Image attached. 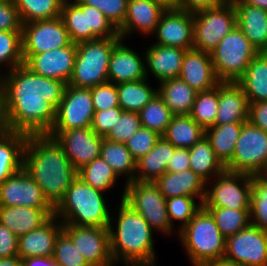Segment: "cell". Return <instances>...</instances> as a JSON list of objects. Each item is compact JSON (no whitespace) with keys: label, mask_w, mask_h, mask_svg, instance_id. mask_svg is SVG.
Instances as JSON below:
<instances>
[{"label":"cell","mask_w":267,"mask_h":266,"mask_svg":"<svg viewBox=\"0 0 267 266\" xmlns=\"http://www.w3.org/2000/svg\"><path fill=\"white\" fill-rule=\"evenodd\" d=\"M5 73H0V82L8 131L48 134L67 84L38 75L24 64Z\"/></svg>","instance_id":"obj_1"},{"label":"cell","mask_w":267,"mask_h":266,"mask_svg":"<svg viewBox=\"0 0 267 266\" xmlns=\"http://www.w3.org/2000/svg\"><path fill=\"white\" fill-rule=\"evenodd\" d=\"M23 169L34 179L55 209L77 177V170L57 141L44 135H29L23 154Z\"/></svg>","instance_id":"obj_2"},{"label":"cell","mask_w":267,"mask_h":266,"mask_svg":"<svg viewBox=\"0 0 267 266\" xmlns=\"http://www.w3.org/2000/svg\"><path fill=\"white\" fill-rule=\"evenodd\" d=\"M116 218L110 217V253L116 264L125 266H155L154 230L147 221L124 200H120ZM113 219V220H112ZM116 221V222H115ZM113 222L116 224L114 229ZM113 226V227H112Z\"/></svg>","instance_id":"obj_3"},{"label":"cell","mask_w":267,"mask_h":266,"mask_svg":"<svg viewBox=\"0 0 267 266\" xmlns=\"http://www.w3.org/2000/svg\"><path fill=\"white\" fill-rule=\"evenodd\" d=\"M104 192L83 182L78 176L54 209L62 224L82 227H108L112 216Z\"/></svg>","instance_id":"obj_4"},{"label":"cell","mask_w":267,"mask_h":266,"mask_svg":"<svg viewBox=\"0 0 267 266\" xmlns=\"http://www.w3.org/2000/svg\"><path fill=\"white\" fill-rule=\"evenodd\" d=\"M177 233L192 266H203L223 259L226 238L221 234L211 213L203 206Z\"/></svg>","instance_id":"obj_5"},{"label":"cell","mask_w":267,"mask_h":266,"mask_svg":"<svg viewBox=\"0 0 267 266\" xmlns=\"http://www.w3.org/2000/svg\"><path fill=\"white\" fill-rule=\"evenodd\" d=\"M121 39L98 38L77 43L73 74L68 85L91 88L107 82L110 55Z\"/></svg>","instance_id":"obj_6"},{"label":"cell","mask_w":267,"mask_h":266,"mask_svg":"<svg viewBox=\"0 0 267 266\" xmlns=\"http://www.w3.org/2000/svg\"><path fill=\"white\" fill-rule=\"evenodd\" d=\"M257 54L258 51L237 25L210 52L217 78L230 82H237L245 74Z\"/></svg>","instance_id":"obj_7"},{"label":"cell","mask_w":267,"mask_h":266,"mask_svg":"<svg viewBox=\"0 0 267 266\" xmlns=\"http://www.w3.org/2000/svg\"><path fill=\"white\" fill-rule=\"evenodd\" d=\"M120 200H124L138 212L153 230L171 236V226L167 213L166 199L158 185L151 181L133 180L125 183Z\"/></svg>","instance_id":"obj_8"},{"label":"cell","mask_w":267,"mask_h":266,"mask_svg":"<svg viewBox=\"0 0 267 266\" xmlns=\"http://www.w3.org/2000/svg\"><path fill=\"white\" fill-rule=\"evenodd\" d=\"M193 12V48L203 52H212L236 25V10L231 0Z\"/></svg>","instance_id":"obj_9"},{"label":"cell","mask_w":267,"mask_h":266,"mask_svg":"<svg viewBox=\"0 0 267 266\" xmlns=\"http://www.w3.org/2000/svg\"><path fill=\"white\" fill-rule=\"evenodd\" d=\"M227 171L249 175L267 174V132L248 121L243 124L232 158L225 164Z\"/></svg>","instance_id":"obj_10"},{"label":"cell","mask_w":267,"mask_h":266,"mask_svg":"<svg viewBox=\"0 0 267 266\" xmlns=\"http://www.w3.org/2000/svg\"><path fill=\"white\" fill-rule=\"evenodd\" d=\"M212 180L211 188L206 184L203 207L250 209L252 175L225 170Z\"/></svg>","instance_id":"obj_11"},{"label":"cell","mask_w":267,"mask_h":266,"mask_svg":"<svg viewBox=\"0 0 267 266\" xmlns=\"http://www.w3.org/2000/svg\"><path fill=\"white\" fill-rule=\"evenodd\" d=\"M223 259L240 266H267V232L249 224L226 238Z\"/></svg>","instance_id":"obj_12"},{"label":"cell","mask_w":267,"mask_h":266,"mask_svg":"<svg viewBox=\"0 0 267 266\" xmlns=\"http://www.w3.org/2000/svg\"><path fill=\"white\" fill-rule=\"evenodd\" d=\"M47 135L63 148L64 154L77 171L100 156L104 139L92 127L51 130Z\"/></svg>","instance_id":"obj_13"},{"label":"cell","mask_w":267,"mask_h":266,"mask_svg":"<svg viewBox=\"0 0 267 266\" xmlns=\"http://www.w3.org/2000/svg\"><path fill=\"white\" fill-rule=\"evenodd\" d=\"M22 54L34 55L71 43L61 17L22 24Z\"/></svg>","instance_id":"obj_14"},{"label":"cell","mask_w":267,"mask_h":266,"mask_svg":"<svg viewBox=\"0 0 267 266\" xmlns=\"http://www.w3.org/2000/svg\"><path fill=\"white\" fill-rule=\"evenodd\" d=\"M94 113L90 88L67 84L63 98L56 109V120L51 130L91 127Z\"/></svg>","instance_id":"obj_15"},{"label":"cell","mask_w":267,"mask_h":266,"mask_svg":"<svg viewBox=\"0 0 267 266\" xmlns=\"http://www.w3.org/2000/svg\"><path fill=\"white\" fill-rule=\"evenodd\" d=\"M63 231L90 266H116L110 253L108 227H82L63 224Z\"/></svg>","instance_id":"obj_16"},{"label":"cell","mask_w":267,"mask_h":266,"mask_svg":"<svg viewBox=\"0 0 267 266\" xmlns=\"http://www.w3.org/2000/svg\"><path fill=\"white\" fill-rule=\"evenodd\" d=\"M194 12L185 9H166L152 35L155 44L193 49Z\"/></svg>","instance_id":"obj_17"},{"label":"cell","mask_w":267,"mask_h":266,"mask_svg":"<svg viewBox=\"0 0 267 266\" xmlns=\"http://www.w3.org/2000/svg\"><path fill=\"white\" fill-rule=\"evenodd\" d=\"M76 57V43L34 55H23L24 65L32 72L52 79L70 81Z\"/></svg>","instance_id":"obj_18"},{"label":"cell","mask_w":267,"mask_h":266,"mask_svg":"<svg viewBox=\"0 0 267 266\" xmlns=\"http://www.w3.org/2000/svg\"><path fill=\"white\" fill-rule=\"evenodd\" d=\"M0 206L52 207L23 168L0 183Z\"/></svg>","instance_id":"obj_19"},{"label":"cell","mask_w":267,"mask_h":266,"mask_svg":"<svg viewBox=\"0 0 267 266\" xmlns=\"http://www.w3.org/2000/svg\"><path fill=\"white\" fill-rule=\"evenodd\" d=\"M165 10L161 4L152 0H128L124 23L118 28L119 35L124 40L135 31L150 36Z\"/></svg>","instance_id":"obj_20"},{"label":"cell","mask_w":267,"mask_h":266,"mask_svg":"<svg viewBox=\"0 0 267 266\" xmlns=\"http://www.w3.org/2000/svg\"><path fill=\"white\" fill-rule=\"evenodd\" d=\"M121 39L113 48L108 67V82L119 84L146 78L145 56H140ZM143 58V59H142Z\"/></svg>","instance_id":"obj_21"},{"label":"cell","mask_w":267,"mask_h":266,"mask_svg":"<svg viewBox=\"0 0 267 266\" xmlns=\"http://www.w3.org/2000/svg\"><path fill=\"white\" fill-rule=\"evenodd\" d=\"M195 91H207L221 81L217 78L209 52L197 49L186 50L178 76Z\"/></svg>","instance_id":"obj_22"},{"label":"cell","mask_w":267,"mask_h":266,"mask_svg":"<svg viewBox=\"0 0 267 266\" xmlns=\"http://www.w3.org/2000/svg\"><path fill=\"white\" fill-rule=\"evenodd\" d=\"M62 230V222L53 215L41 227L18 237V255L22 259L53 257L55 241Z\"/></svg>","instance_id":"obj_23"},{"label":"cell","mask_w":267,"mask_h":266,"mask_svg":"<svg viewBox=\"0 0 267 266\" xmlns=\"http://www.w3.org/2000/svg\"><path fill=\"white\" fill-rule=\"evenodd\" d=\"M145 50L146 78L152 74L161 82L179 76L185 49L153 43Z\"/></svg>","instance_id":"obj_24"},{"label":"cell","mask_w":267,"mask_h":266,"mask_svg":"<svg viewBox=\"0 0 267 266\" xmlns=\"http://www.w3.org/2000/svg\"><path fill=\"white\" fill-rule=\"evenodd\" d=\"M53 215V207L0 206V223L17 237L41 227Z\"/></svg>","instance_id":"obj_25"},{"label":"cell","mask_w":267,"mask_h":266,"mask_svg":"<svg viewBox=\"0 0 267 266\" xmlns=\"http://www.w3.org/2000/svg\"><path fill=\"white\" fill-rule=\"evenodd\" d=\"M236 10V25L258 51L267 52V10L241 0H231Z\"/></svg>","instance_id":"obj_26"},{"label":"cell","mask_w":267,"mask_h":266,"mask_svg":"<svg viewBox=\"0 0 267 266\" xmlns=\"http://www.w3.org/2000/svg\"><path fill=\"white\" fill-rule=\"evenodd\" d=\"M249 102L237 82L219 83V103L215 125L245 123L248 121Z\"/></svg>","instance_id":"obj_27"},{"label":"cell","mask_w":267,"mask_h":266,"mask_svg":"<svg viewBox=\"0 0 267 266\" xmlns=\"http://www.w3.org/2000/svg\"><path fill=\"white\" fill-rule=\"evenodd\" d=\"M155 183L165 199L176 196L195 197L203 203L206 194V182L193 170L165 172Z\"/></svg>","instance_id":"obj_28"},{"label":"cell","mask_w":267,"mask_h":266,"mask_svg":"<svg viewBox=\"0 0 267 266\" xmlns=\"http://www.w3.org/2000/svg\"><path fill=\"white\" fill-rule=\"evenodd\" d=\"M176 147L162 136L155 146L136 161L134 180L155 182L166 172L167 162Z\"/></svg>","instance_id":"obj_29"},{"label":"cell","mask_w":267,"mask_h":266,"mask_svg":"<svg viewBox=\"0 0 267 266\" xmlns=\"http://www.w3.org/2000/svg\"><path fill=\"white\" fill-rule=\"evenodd\" d=\"M28 136L15 131L0 135V183L23 168V154Z\"/></svg>","instance_id":"obj_30"},{"label":"cell","mask_w":267,"mask_h":266,"mask_svg":"<svg viewBox=\"0 0 267 266\" xmlns=\"http://www.w3.org/2000/svg\"><path fill=\"white\" fill-rule=\"evenodd\" d=\"M158 95L173 115H190L197 91L181 78H171L158 83Z\"/></svg>","instance_id":"obj_31"},{"label":"cell","mask_w":267,"mask_h":266,"mask_svg":"<svg viewBox=\"0 0 267 266\" xmlns=\"http://www.w3.org/2000/svg\"><path fill=\"white\" fill-rule=\"evenodd\" d=\"M249 103L267 101V52L258 53L237 81Z\"/></svg>","instance_id":"obj_32"},{"label":"cell","mask_w":267,"mask_h":266,"mask_svg":"<svg viewBox=\"0 0 267 266\" xmlns=\"http://www.w3.org/2000/svg\"><path fill=\"white\" fill-rule=\"evenodd\" d=\"M189 163L190 169L198 174L206 184H210L211 178L226 170L225 165L215 154L210 140L206 136H203L189 148Z\"/></svg>","instance_id":"obj_33"},{"label":"cell","mask_w":267,"mask_h":266,"mask_svg":"<svg viewBox=\"0 0 267 266\" xmlns=\"http://www.w3.org/2000/svg\"><path fill=\"white\" fill-rule=\"evenodd\" d=\"M205 130L190 115H173L162 137L176 148H191Z\"/></svg>","instance_id":"obj_34"},{"label":"cell","mask_w":267,"mask_h":266,"mask_svg":"<svg viewBox=\"0 0 267 266\" xmlns=\"http://www.w3.org/2000/svg\"><path fill=\"white\" fill-rule=\"evenodd\" d=\"M148 80L145 78L117 84L119 107L123 111L139 113L157 94V88H152Z\"/></svg>","instance_id":"obj_35"},{"label":"cell","mask_w":267,"mask_h":266,"mask_svg":"<svg viewBox=\"0 0 267 266\" xmlns=\"http://www.w3.org/2000/svg\"><path fill=\"white\" fill-rule=\"evenodd\" d=\"M243 124L214 125L205 130V136L210 140L215 154L224 165L232 158Z\"/></svg>","instance_id":"obj_36"},{"label":"cell","mask_w":267,"mask_h":266,"mask_svg":"<svg viewBox=\"0 0 267 266\" xmlns=\"http://www.w3.org/2000/svg\"><path fill=\"white\" fill-rule=\"evenodd\" d=\"M101 158L122 177L126 176V183L134 180L136 174V160L125 144L103 139L100 152Z\"/></svg>","instance_id":"obj_37"},{"label":"cell","mask_w":267,"mask_h":266,"mask_svg":"<svg viewBox=\"0 0 267 266\" xmlns=\"http://www.w3.org/2000/svg\"><path fill=\"white\" fill-rule=\"evenodd\" d=\"M60 17L68 31L72 43L91 40V29H88L87 5L76 4L73 0H64Z\"/></svg>","instance_id":"obj_38"},{"label":"cell","mask_w":267,"mask_h":266,"mask_svg":"<svg viewBox=\"0 0 267 266\" xmlns=\"http://www.w3.org/2000/svg\"><path fill=\"white\" fill-rule=\"evenodd\" d=\"M22 24L60 17L64 0H13Z\"/></svg>","instance_id":"obj_39"},{"label":"cell","mask_w":267,"mask_h":266,"mask_svg":"<svg viewBox=\"0 0 267 266\" xmlns=\"http://www.w3.org/2000/svg\"><path fill=\"white\" fill-rule=\"evenodd\" d=\"M77 176L91 187L106 193L115 187L119 176L101 158L97 157L77 171Z\"/></svg>","instance_id":"obj_40"},{"label":"cell","mask_w":267,"mask_h":266,"mask_svg":"<svg viewBox=\"0 0 267 266\" xmlns=\"http://www.w3.org/2000/svg\"><path fill=\"white\" fill-rule=\"evenodd\" d=\"M204 208L211 213L218 229L225 238L233 236L250 224V209Z\"/></svg>","instance_id":"obj_41"},{"label":"cell","mask_w":267,"mask_h":266,"mask_svg":"<svg viewBox=\"0 0 267 266\" xmlns=\"http://www.w3.org/2000/svg\"><path fill=\"white\" fill-rule=\"evenodd\" d=\"M219 103V84L197 92L190 116L204 129L214 126Z\"/></svg>","instance_id":"obj_42"},{"label":"cell","mask_w":267,"mask_h":266,"mask_svg":"<svg viewBox=\"0 0 267 266\" xmlns=\"http://www.w3.org/2000/svg\"><path fill=\"white\" fill-rule=\"evenodd\" d=\"M142 127L163 135L173 114L158 93L139 112Z\"/></svg>","instance_id":"obj_43"},{"label":"cell","mask_w":267,"mask_h":266,"mask_svg":"<svg viewBox=\"0 0 267 266\" xmlns=\"http://www.w3.org/2000/svg\"><path fill=\"white\" fill-rule=\"evenodd\" d=\"M250 224L267 232V175L252 176Z\"/></svg>","instance_id":"obj_44"},{"label":"cell","mask_w":267,"mask_h":266,"mask_svg":"<svg viewBox=\"0 0 267 266\" xmlns=\"http://www.w3.org/2000/svg\"><path fill=\"white\" fill-rule=\"evenodd\" d=\"M3 64L6 72L24 64L22 31H0V66Z\"/></svg>","instance_id":"obj_45"},{"label":"cell","mask_w":267,"mask_h":266,"mask_svg":"<svg viewBox=\"0 0 267 266\" xmlns=\"http://www.w3.org/2000/svg\"><path fill=\"white\" fill-rule=\"evenodd\" d=\"M167 213L171 226L175 228L174 221H178L179 230L185 227L195 214L202 208L203 203L195 201V197L176 196L166 199Z\"/></svg>","instance_id":"obj_46"},{"label":"cell","mask_w":267,"mask_h":266,"mask_svg":"<svg viewBox=\"0 0 267 266\" xmlns=\"http://www.w3.org/2000/svg\"><path fill=\"white\" fill-rule=\"evenodd\" d=\"M53 259L61 266H90L63 230L55 241Z\"/></svg>","instance_id":"obj_47"},{"label":"cell","mask_w":267,"mask_h":266,"mask_svg":"<svg viewBox=\"0 0 267 266\" xmlns=\"http://www.w3.org/2000/svg\"><path fill=\"white\" fill-rule=\"evenodd\" d=\"M141 126L139 113L123 111L113 128L104 138L112 142L125 144Z\"/></svg>","instance_id":"obj_48"},{"label":"cell","mask_w":267,"mask_h":266,"mask_svg":"<svg viewBox=\"0 0 267 266\" xmlns=\"http://www.w3.org/2000/svg\"><path fill=\"white\" fill-rule=\"evenodd\" d=\"M76 4L90 5L100 10L118 29L126 16L128 0H73Z\"/></svg>","instance_id":"obj_49"},{"label":"cell","mask_w":267,"mask_h":266,"mask_svg":"<svg viewBox=\"0 0 267 266\" xmlns=\"http://www.w3.org/2000/svg\"><path fill=\"white\" fill-rule=\"evenodd\" d=\"M88 29H91V40L98 38L121 37L118 29L97 8L87 5Z\"/></svg>","instance_id":"obj_50"},{"label":"cell","mask_w":267,"mask_h":266,"mask_svg":"<svg viewBox=\"0 0 267 266\" xmlns=\"http://www.w3.org/2000/svg\"><path fill=\"white\" fill-rule=\"evenodd\" d=\"M161 138L157 132L142 127L137 130L125 143L132 157L137 161L146 155Z\"/></svg>","instance_id":"obj_51"},{"label":"cell","mask_w":267,"mask_h":266,"mask_svg":"<svg viewBox=\"0 0 267 266\" xmlns=\"http://www.w3.org/2000/svg\"><path fill=\"white\" fill-rule=\"evenodd\" d=\"M94 111L119 107L117 84L105 82L90 88Z\"/></svg>","instance_id":"obj_52"},{"label":"cell","mask_w":267,"mask_h":266,"mask_svg":"<svg viewBox=\"0 0 267 266\" xmlns=\"http://www.w3.org/2000/svg\"><path fill=\"white\" fill-rule=\"evenodd\" d=\"M123 110L120 107H114L102 111H95L91 127L96 134L105 137L113 128Z\"/></svg>","instance_id":"obj_53"},{"label":"cell","mask_w":267,"mask_h":266,"mask_svg":"<svg viewBox=\"0 0 267 266\" xmlns=\"http://www.w3.org/2000/svg\"><path fill=\"white\" fill-rule=\"evenodd\" d=\"M22 23L13 0L0 2V31H22Z\"/></svg>","instance_id":"obj_54"},{"label":"cell","mask_w":267,"mask_h":266,"mask_svg":"<svg viewBox=\"0 0 267 266\" xmlns=\"http://www.w3.org/2000/svg\"><path fill=\"white\" fill-rule=\"evenodd\" d=\"M18 255V237L0 223V258Z\"/></svg>","instance_id":"obj_55"},{"label":"cell","mask_w":267,"mask_h":266,"mask_svg":"<svg viewBox=\"0 0 267 266\" xmlns=\"http://www.w3.org/2000/svg\"><path fill=\"white\" fill-rule=\"evenodd\" d=\"M248 122L267 132V101L249 103Z\"/></svg>","instance_id":"obj_56"},{"label":"cell","mask_w":267,"mask_h":266,"mask_svg":"<svg viewBox=\"0 0 267 266\" xmlns=\"http://www.w3.org/2000/svg\"><path fill=\"white\" fill-rule=\"evenodd\" d=\"M190 169L189 149L176 148L167 162L166 172H181Z\"/></svg>","instance_id":"obj_57"},{"label":"cell","mask_w":267,"mask_h":266,"mask_svg":"<svg viewBox=\"0 0 267 266\" xmlns=\"http://www.w3.org/2000/svg\"><path fill=\"white\" fill-rule=\"evenodd\" d=\"M227 0H176V6L179 9L187 11H197L201 8L220 6Z\"/></svg>","instance_id":"obj_58"},{"label":"cell","mask_w":267,"mask_h":266,"mask_svg":"<svg viewBox=\"0 0 267 266\" xmlns=\"http://www.w3.org/2000/svg\"><path fill=\"white\" fill-rule=\"evenodd\" d=\"M8 131L4 112L3 88L0 82V135Z\"/></svg>","instance_id":"obj_59"},{"label":"cell","mask_w":267,"mask_h":266,"mask_svg":"<svg viewBox=\"0 0 267 266\" xmlns=\"http://www.w3.org/2000/svg\"><path fill=\"white\" fill-rule=\"evenodd\" d=\"M0 266H22V258L19 255L0 258Z\"/></svg>","instance_id":"obj_60"},{"label":"cell","mask_w":267,"mask_h":266,"mask_svg":"<svg viewBox=\"0 0 267 266\" xmlns=\"http://www.w3.org/2000/svg\"><path fill=\"white\" fill-rule=\"evenodd\" d=\"M22 266H45V257H28L22 259Z\"/></svg>","instance_id":"obj_61"},{"label":"cell","mask_w":267,"mask_h":266,"mask_svg":"<svg viewBox=\"0 0 267 266\" xmlns=\"http://www.w3.org/2000/svg\"><path fill=\"white\" fill-rule=\"evenodd\" d=\"M203 266H240V265L227 261L225 259H219L217 261L208 262Z\"/></svg>","instance_id":"obj_62"},{"label":"cell","mask_w":267,"mask_h":266,"mask_svg":"<svg viewBox=\"0 0 267 266\" xmlns=\"http://www.w3.org/2000/svg\"><path fill=\"white\" fill-rule=\"evenodd\" d=\"M245 4H250L256 7L263 8L267 10V0H241Z\"/></svg>","instance_id":"obj_63"},{"label":"cell","mask_w":267,"mask_h":266,"mask_svg":"<svg viewBox=\"0 0 267 266\" xmlns=\"http://www.w3.org/2000/svg\"><path fill=\"white\" fill-rule=\"evenodd\" d=\"M161 4L165 9H176V0H152Z\"/></svg>","instance_id":"obj_64"},{"label":"cell","mask_w":267,"mask_h":266,"mask_svg":"<svg viewBox=\"0 0 267 266\" xmlns=\"http://www.w3.org/2000/svg\"><path fill=\"white\" fill-rule=\"evenodd\" d=\"M45 266H61L53 257H45Z\"/></svg>","instance_id":"obj_65"}]
</instances>
